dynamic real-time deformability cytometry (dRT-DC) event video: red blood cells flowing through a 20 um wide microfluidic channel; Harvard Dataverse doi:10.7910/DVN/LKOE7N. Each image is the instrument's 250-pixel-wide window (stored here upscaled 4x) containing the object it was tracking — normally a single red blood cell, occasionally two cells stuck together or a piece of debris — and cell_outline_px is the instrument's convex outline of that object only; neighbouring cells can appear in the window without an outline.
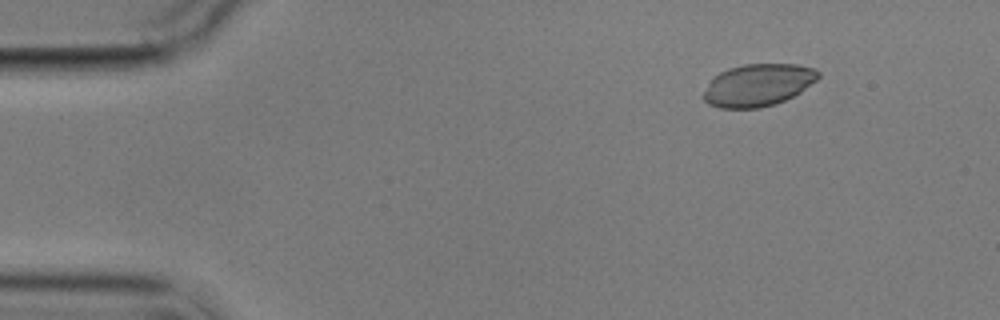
{"species": "common noctule bat (a hibernating species)", "species_latin": "Nyctalus noctula", "temperature_condition": "cold", "stored_images_in_passage": 4, "camera_frame_rate_fps": 3000, "um_per_image_px": 0.085, "animal": {"sex": "male", "body_mass_g": 17.9}, "frame": {"image": 1, "passage_image": 1, "time_ms": 0.0, "image_size_px": [1000, 320], "cell_outline_px": [[820, 76], [816, 80], [800, 92], [776, 104], [760, 108], [720, 108], [708, 104], [704, 100], [704, 92], [708, 84], [720, 72], [728, 68], [744, 64], [796, 64], [816, 68], [820, 72]], "centroid_in_image_um": [64.45, 7.22], "position_along_channel_um": 20.5, "area_um2": 28.21}}